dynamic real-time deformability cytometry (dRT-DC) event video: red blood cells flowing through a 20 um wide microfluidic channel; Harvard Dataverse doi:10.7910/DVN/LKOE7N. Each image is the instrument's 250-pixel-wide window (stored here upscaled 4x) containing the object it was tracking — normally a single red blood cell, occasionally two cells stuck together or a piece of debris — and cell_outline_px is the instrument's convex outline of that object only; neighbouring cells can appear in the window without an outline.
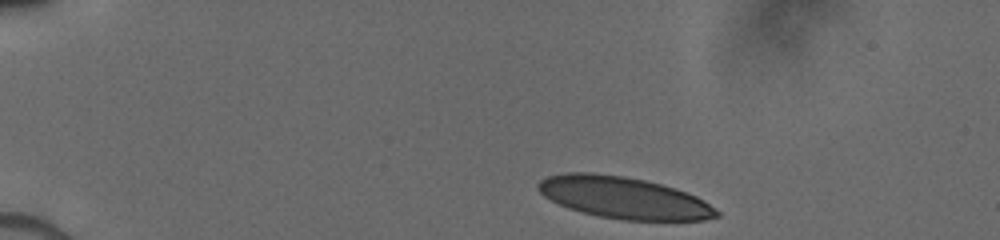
{"species": "human", "species_latin": "Homo sapiens", "temperature_condition": "cold", "stored_images_in_passage": 4, "camera_frame_rate_fps": 3000, "um_per_image_px": 0.085, "donor": {"sex": "male"}, "frame": {"image": 1, "passage_image": 1, "time_ms": 0.0, "image_size_px": [1000, 240], "cell_outline_px": [[720, 216], [704, 220], [624, 220], [596, 216], [580, 212], [568, 208], [544, 196], [536, 188], [536, 184], [540, 180], [548, 176], [564, 172], [592, 172], [624, 176], [644, 180], [660, 184], [696, 196], [720, 212]], "centroid_in_image_um": [52.96, 16.8], "position_along_channel_um": 32.0, "area_um2": 43.29}}
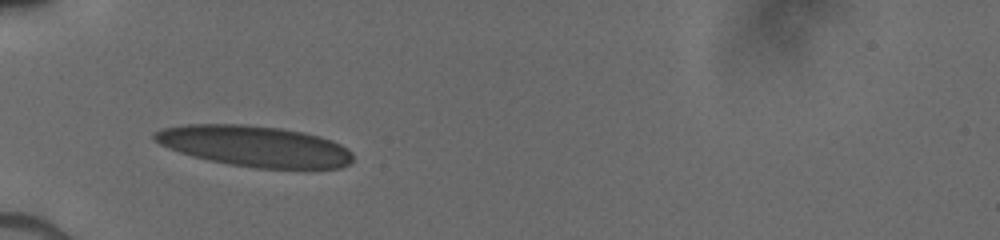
{"frame": {"image": 2, "passage_image": 3, "time_ms": 2.667, "image_size_px": [1000, 240], "cell_outline_px": [[352, 160], [348, 164], [340, 168], [256, 168], [228, 164], [208, 160], [192, 156], [168, 148], [160, 144], [152, 136], [152, 132], [164, 128], [188, 124], [244, 124], [280, 128], [304, 132], [320, 136], [332, 140], [348, 148], [352, 152]], "centroid_in_image_um": [21.65, 12.42], "position_along_channel_um": 63.4, "area_um2": 47.34}}
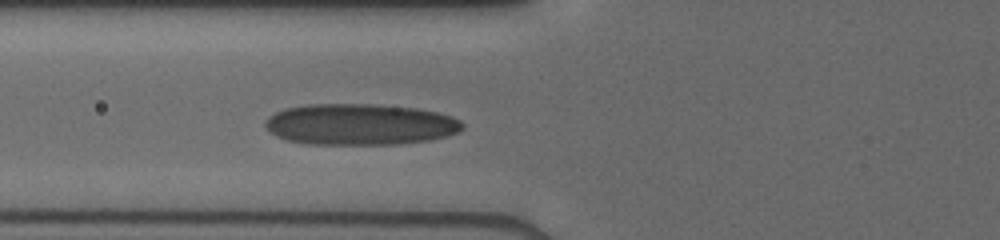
{"frame": {"image": 3, "passage_image": 4, "time_ms": 3.667, "image_size_px": [1000, 240], "cell_outline_px": [[464, 128], [460, 132], [448, 136], [432, 140], [396, 144], [308, 144], [288, 140], [276, 136], [264, 128], [264, 124], [276, 112], [284, 108], [312, 104], [372, 104], [416, 108], [436, 112], [452, 116], [460, 120], [464, 124]], "centroid_in_image_um": [30.65, 10.58], "position_along_channel_um": 95.2, "area_um2": 47.51}}